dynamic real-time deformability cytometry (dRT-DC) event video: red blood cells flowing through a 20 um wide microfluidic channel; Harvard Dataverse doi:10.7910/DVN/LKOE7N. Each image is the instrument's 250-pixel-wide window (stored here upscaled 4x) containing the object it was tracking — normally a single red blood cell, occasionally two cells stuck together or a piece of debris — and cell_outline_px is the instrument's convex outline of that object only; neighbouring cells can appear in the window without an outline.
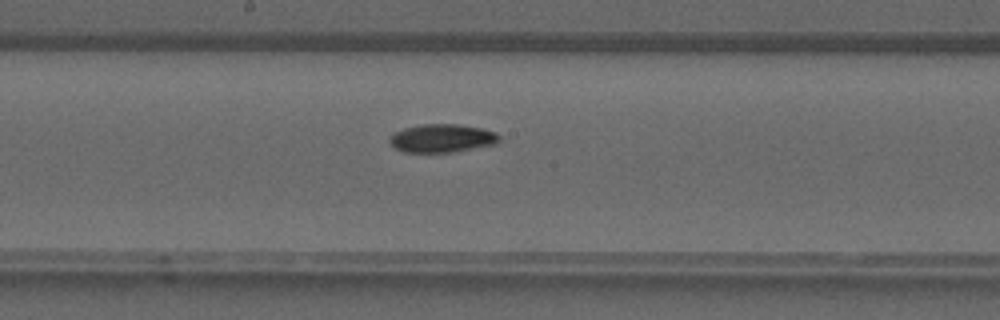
{"species": "common noctule bat (a hibernating species)", "species_latin": "Nyctalus noctula", "temperature_condition": "warm", "stored_images_in_passage": 29, "camera_frame_rate_fps": 3000, "um_per_image_px": 0.085, "animal": {"sex": "male", "forearm_length_mm": 52.5}, "frame": {"image": 1, "passage_image": 10, "time_ms": 3.0, "image_size_px": [1000, 320], "cell_outline_px": [[500, 140], [496, 144], [452, 152], [404, 152], [388, 144], [388, 136], [404, 128], [420, 124], [460, 124], [484, 128], [496, 132], [500, 136]], "centroid_in_image_um": [37.57, 11.74], "position_along_channel_um": 210.6, "area_um2": 18.32}}
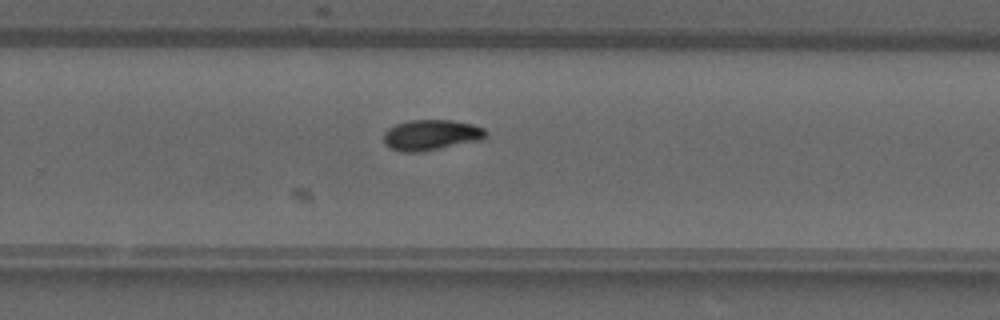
{"frame": {"image": 2, "passage_image": 15, "time_ms": 4.667, "image_size_px": [1000, 320], "cell_outline_px": [[488, 136], [484, 140], [420, 152], [404, 152], [392, 148], [384, 144], [384, 132], [388, 128], [396, 124], [408, 120], [452, 120], [472, 124], [484, 128], [488, 132]], "centroid_in_image_um": [36.69, 11.47], "position_along_channel_um": 293.1, "area_um2": 18.44}}
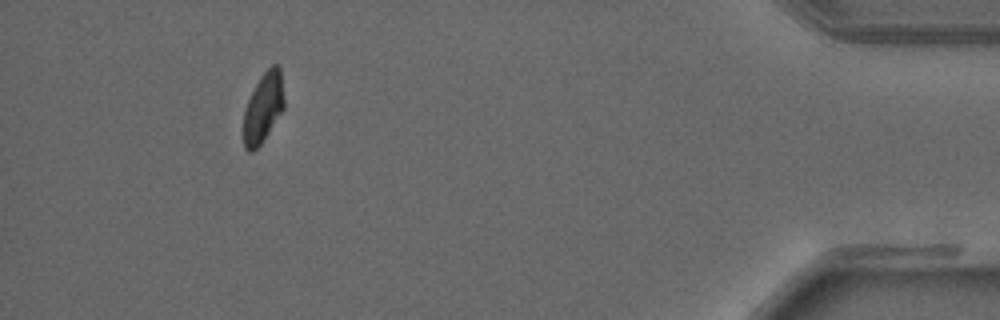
{"frame": {"image": 3, "passage_image": 26, "time_ms": 8.333, "image_size_px": [1000, 320], "cell_outline_px": [[284, 108], [260, 144], [252, 152], [248, 152], [244, 148], [244, 108], [260, 76], [272, 64], [276, 64], [280, 68], [284, 100]], "centroid_in_image_um": [22.37, 9.14], "position_along_channel_um": 412.8, "area_um2": 16.24}}